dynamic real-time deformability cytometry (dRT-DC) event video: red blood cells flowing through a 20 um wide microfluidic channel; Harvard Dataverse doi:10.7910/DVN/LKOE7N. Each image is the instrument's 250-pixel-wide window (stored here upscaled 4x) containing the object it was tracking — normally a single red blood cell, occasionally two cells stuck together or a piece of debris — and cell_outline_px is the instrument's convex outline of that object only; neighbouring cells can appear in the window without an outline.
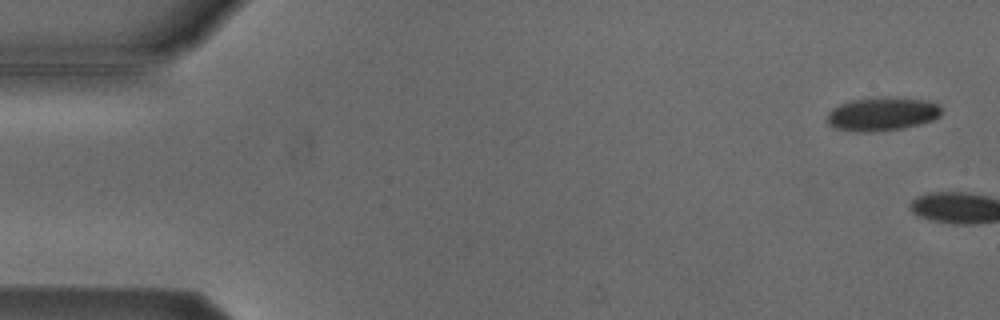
{"species": "Egyptian fruit bat (a non-hibernating species)", "species_latin": "Rousettus aegyptiacus", "temperature_condition": "cold", "stored_images_in_passage": 4, "camera_frame_rate_fps": 3000, "um_per_image_px": 0.085, "animal": {"sex": "male"}, "frame": {"image": 1, "passage_image": 2, "time_ms": 0.333, "image_size_px": [1000, 320], "cell_outline_px": [[940, 116], [932, 120], [920, 124], [900, 128], [872, 132], [856, 132], [832, 128], [828, 124], [828, 112], [832, 108], [840, 104], [852, 100], [884, 96], [892, 96], [924, 100], [940, 104]], "centroid_in_image_um": [74.96, 9.68], "position_along_channel_um": 10.0, "area_um2": 22.54}}